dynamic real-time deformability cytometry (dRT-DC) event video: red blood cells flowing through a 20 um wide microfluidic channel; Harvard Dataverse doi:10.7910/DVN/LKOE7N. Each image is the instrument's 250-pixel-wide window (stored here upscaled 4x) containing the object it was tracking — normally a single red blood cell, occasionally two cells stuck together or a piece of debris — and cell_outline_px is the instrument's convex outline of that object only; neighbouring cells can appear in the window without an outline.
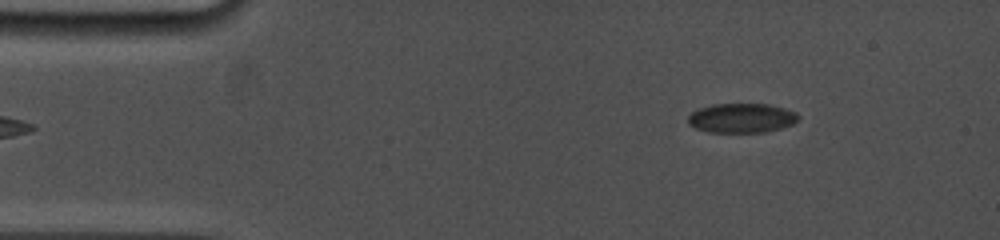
{"species": "common noctule bat (a hibernating species)", "species_latin": "Nyctalus noctula", "temperature_condition": "cold", "stored_images_in_passage": 44, "camera_frame_rate_fps": 5000, "um_per_image_px": 0.085, "animal": {"sex": "female", "body_mass_g": 19.0, "forearm_length_mm": 53.3}, "frame": {"image": 1, "passage_image": 1, "time_ms": 0.0, "image_size_px": [1000, 240], "cell_outline_px": [[800, 116], [792, 124], [780, 128], [764, 132], [708, 132], [696, 128], [688, 124], [688, 116], [692, 112], [700, 108], [712, 104], [768, 104], [784, 108], [796, 112]], "centroid_in_image_um": [63.02, 10.03], "position_along_channel_um": 22.0, "area_um2": 18.84}}
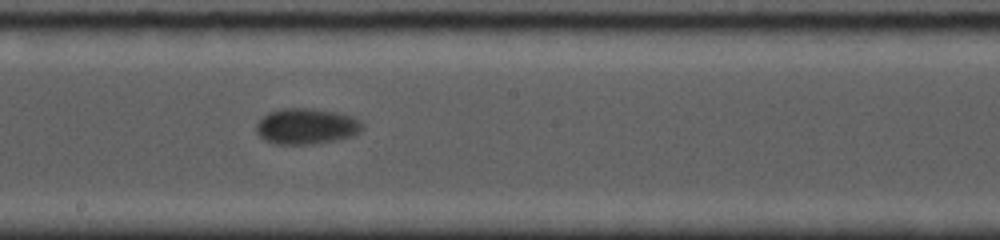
{"frame": {"image": 2, "passage_image": 26, "time_ms": 7.4, "image_size_px": [1000, 240], "cell_outline_px": [[364, 128], [360, 132], [352, 136], [336, 140], [312, 144], [272, 144], [264, 140], [256, 132], [256, 124], [268, 112], [284, 108], [312, 108], [336, 112], [352, 116], [360, 120], [364, 124]], "centroid_in_image_um": [26.06, 10.73], "position_along_channel_um": 222.1, "area_um2": 22.37}}
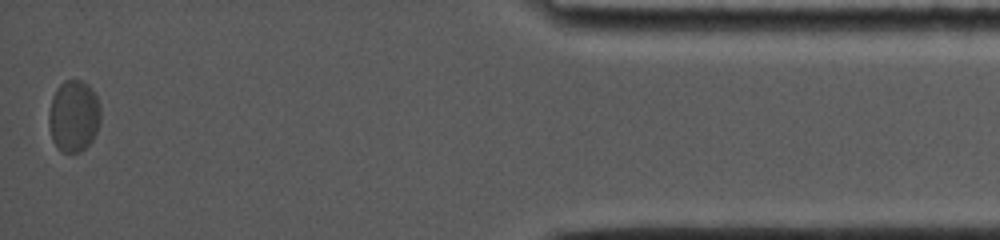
{"frame": {"image": 3, "passage_image": 44, "time_ms": 14.6, "image_size_px": [1000, 240], "cell_outline_px": [[100, 120], [96, 132], [92, 140], [80, 152], [64, 152], [56, 148], [52, 140], [48, 124], [48, 112], [52, 96], [56, 88], [64, 80], [80, 80], [88, 84], [92, 88], [96, 96], [100, 108]], "centroid_in_image_um": [6.24, 9.85], "position_along_channel_um": 429.0, "area_um2": 21.85}, "authors_computed_cell_mechanics": {"area_um2": 21.4438, "velocity_mm_per_s": 3.6649, "shape_relaxation_time_tau1_ms": 3.2644, "shape_relaxation_time_tau2_ms": null, "deformation_change_tau1": 0.0585, "deformation_change_tau2": null}}